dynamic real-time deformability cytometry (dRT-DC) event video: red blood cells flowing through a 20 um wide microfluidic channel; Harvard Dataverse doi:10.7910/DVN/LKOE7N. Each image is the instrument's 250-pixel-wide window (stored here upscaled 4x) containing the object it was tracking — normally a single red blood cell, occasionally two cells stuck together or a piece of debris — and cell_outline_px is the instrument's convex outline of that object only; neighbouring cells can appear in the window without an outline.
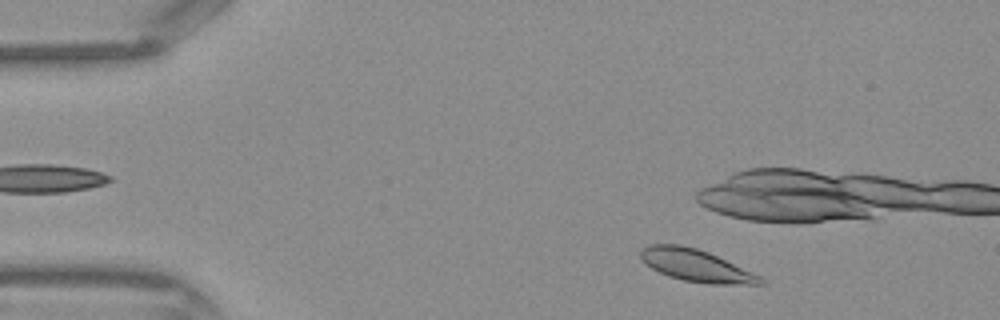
{"species": "Egyptian fruit bat (a non-hibernating species)", "species_latin": "Rousettus aegyptiacus", "temperature_condition": "warm", "stored_images_in_passage": 41, "camera_frame_rate_fps": 3000, "um_per_image_px": 0.085, "frame": {"image": 1, "passage_image": 3, "time_ms": 0.667, "image_size_px": [1000, 320], "cell_outline_px": [[764, 284], [708, 284], [684, 280], [668, 276], [644, 264], [640, 256], [640, 252], [648, 244], [680, 244], [696, 248], [708, 252], [760, 276], [764, 280]], "centroid_in_image_um": [59.12, 22.56], "position_along_channel_um": 25.9, "area_um2": 22.2}}
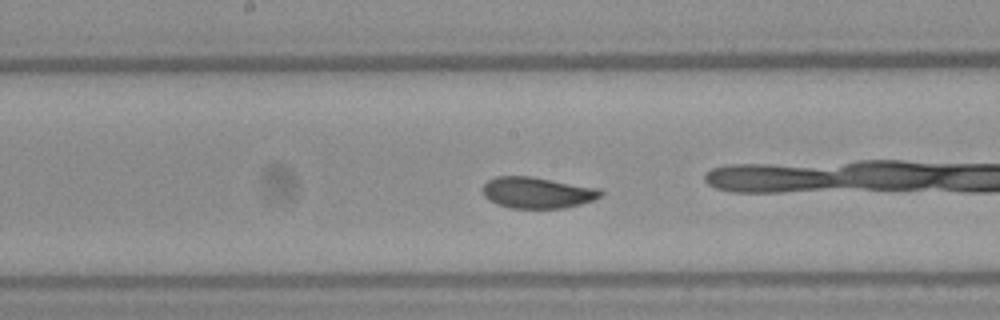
{"frame": {"image": 2, "passage_image": 19, "time_ms": 6.0, "image_size_px": [1000, 320], "cell_outline_px": [[604, 192], [600, 196], [592, 200], [580, 204], [564, 208], [512, 208], [496, 204], [484, 196], [484, 184], [488, 180], [496, 176], [532, 176], [600, 188]], "centroid_in_image_um": [45.68, 16.37], "position_along_channel_um": 202.5, "area_um2": 21.44}}
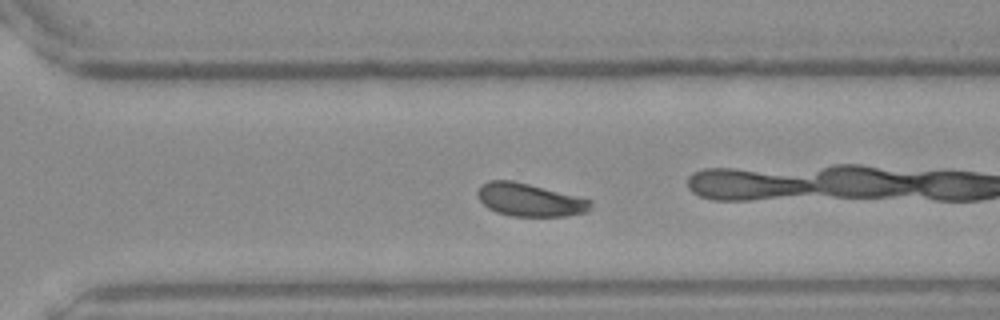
{"frame": {"image": 3, "passage_image": 27, "time_ms": 8.667, "image_size_px": [1000, 320], "cell_outline_px": [[592, 208], [588, 212], [564, 216], [512, 216], [496, 212], [488, 208], [480, 200], [476, 192], [488, 180], [512, 180], [592, 200]], "centroid_in_image_um": [45.04, 17.0], "position_along_channel_um": 325.6, "area_um2": 21.5}}